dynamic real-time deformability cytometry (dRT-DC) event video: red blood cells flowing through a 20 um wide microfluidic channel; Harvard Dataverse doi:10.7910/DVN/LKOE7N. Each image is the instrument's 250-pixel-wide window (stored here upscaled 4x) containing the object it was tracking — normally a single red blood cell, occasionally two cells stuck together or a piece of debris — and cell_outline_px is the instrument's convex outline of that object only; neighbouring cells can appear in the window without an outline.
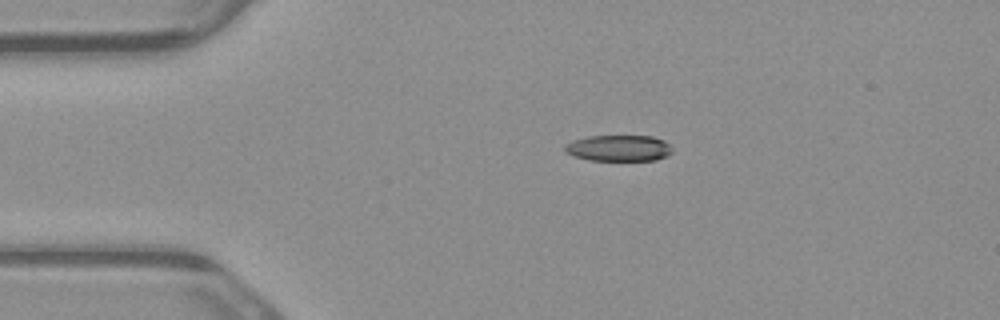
{"species": "common noctule bat (a hibernating species)", "species_latin": "Nyctalus noctula", "temperature_condition": "warm", "stored_images_in_passage": 2, "camera_frame_rate_fps": 3000, "um_per_image_px": 0.085, "animal": {"sex": "male", "body_mass_g": 23.1, "forearm_length_mm": 52.7}, "frame": {"image": 1, "passage_image": 1, "time_ms": 0.0, "image_size_px": [1000, 320], "cell_outline_px": [[672, 152], [668, 156], [656, 160], [588, 160], [572, 156], [564, 148], [564, 144], [572, 140], [588, 136], [652, 136], [664, 140], [672, 148]], "centroid_in_image_um": [52.59, 12.59], "position_along_channel_um": 32.4, "area_um2": 16.47}}